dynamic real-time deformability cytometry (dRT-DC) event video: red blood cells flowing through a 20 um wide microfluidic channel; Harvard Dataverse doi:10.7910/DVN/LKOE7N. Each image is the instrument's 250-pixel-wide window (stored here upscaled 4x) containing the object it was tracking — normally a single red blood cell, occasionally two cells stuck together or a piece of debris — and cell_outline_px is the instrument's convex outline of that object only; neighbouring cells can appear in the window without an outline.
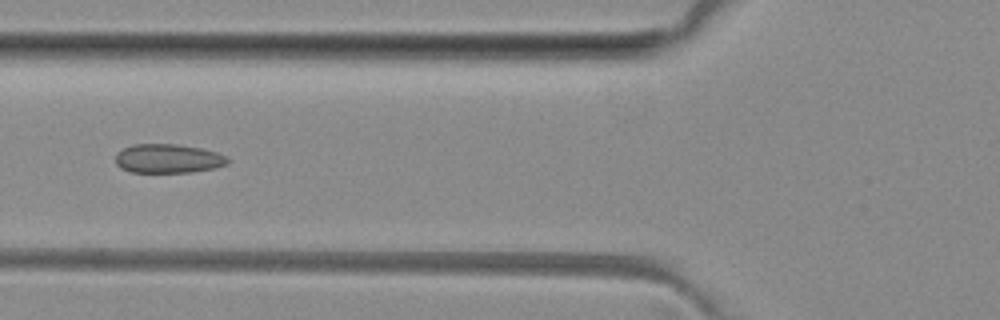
{"species": "common noctule bat (a hibernating species)", "species_latin": "Nyctalus noctula", "temperature_condition": "room temperature", "stored_images_in_passage": 6, "camera_frame_rate_fps": 3000, "um_per_image_px": 0.085, "animal": {"sex": "female", "body_mass_g": 29.2, "forearm_length_mm": 56.3}, "frame": {"image": 1, "passage_image": 6, "time_ms": 5.667, "image_size_px": [1000, 320], "cell_outline_px": [[232, 160], [228, 164], [216, 168], [192, 172], [132, 172], [120, 168], [116, 164], [116, 152], [132, 144], [176, 144], [200, 148], [216, 152], [228, 156]], "centroid_in_image_um": [14.32, 13.48], "position_along_channel_um": 111.5, "area_um2": 19.19}}